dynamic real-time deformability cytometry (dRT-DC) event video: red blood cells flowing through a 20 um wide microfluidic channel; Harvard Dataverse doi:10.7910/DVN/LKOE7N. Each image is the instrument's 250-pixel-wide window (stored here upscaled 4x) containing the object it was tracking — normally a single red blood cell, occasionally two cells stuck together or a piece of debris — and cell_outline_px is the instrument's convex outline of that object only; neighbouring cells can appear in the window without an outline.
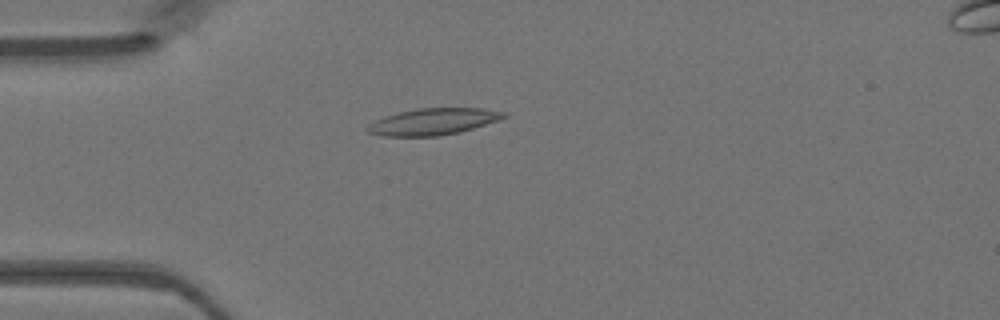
{"species": "Egyptian fruit bat (a non-hibernating species)", "species_latin": "Rousettus aegyptiacus", "temperature_condition": "warm", "stored_images_in_passage": 48, "camera_frame_rate_fps": 3000, "um_per_image_px": 0.085, "animal": {"sex": "female"}, "frame": {"image": 1, "passage_image": 13, "time_ms": 4.0, "image_size_px": [1000, 320], "cell_outline_px": [[508, 116], [460, 132], [440, 136], [384, 136], [368, 132], [364, 128], [376, 120], [384, 116], [416, 108], [484, 108], [508, 112]], "centroid_in_image_um": [36.82, 10.33], "position_along_channel_um": 48.2, "area_um2": 21.04}}
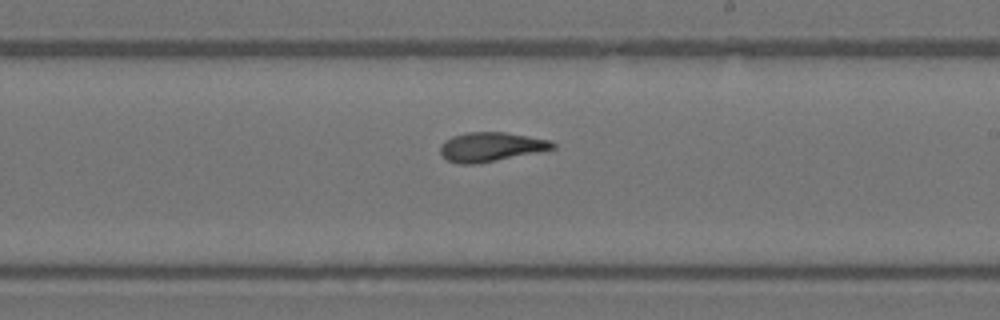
{"frame": {"image": 2, "passage_image": 28, "time_ms": 9.0, "image_size_px": [1000, 320], "cell_outline_px": [[556, 148], [476, 164], [460, 164], [448, 160], [440, 152], [440, 144], [444, 140], [452, 136], [468, 132], [504, 132], [552, 140], [556, 144]], "centroid_in_image_um": [41.72, 12.47], "position_along_channel_um": 247.3, "area_um2": 19.02}}
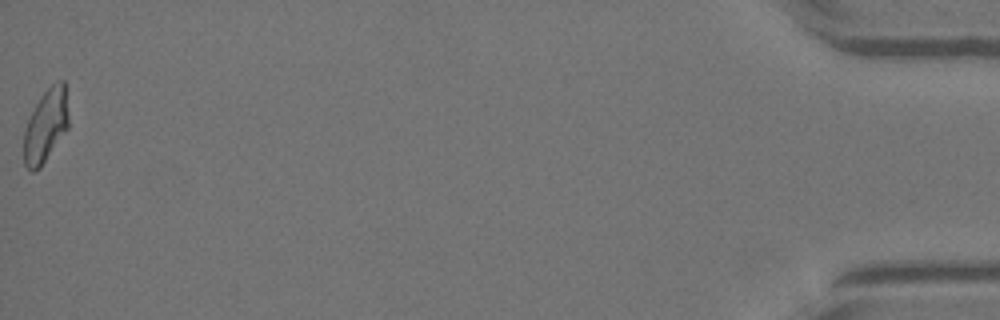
{"frame": {"image": 3, "passage_image": 48, "time_ms": 15.667, "image_size_px": [1000, 320], "cell_outline_px": [[68, 128], [40, 168], [36, 172], [32, 172], [24, 164], [24, 128], [40, 96], [56, 80], [64, 80], [68, 116]], "centroid_in_image_um": [3.88, 10.7], "position_along_channel_um": 431.3, "area_um2": 18.96}}